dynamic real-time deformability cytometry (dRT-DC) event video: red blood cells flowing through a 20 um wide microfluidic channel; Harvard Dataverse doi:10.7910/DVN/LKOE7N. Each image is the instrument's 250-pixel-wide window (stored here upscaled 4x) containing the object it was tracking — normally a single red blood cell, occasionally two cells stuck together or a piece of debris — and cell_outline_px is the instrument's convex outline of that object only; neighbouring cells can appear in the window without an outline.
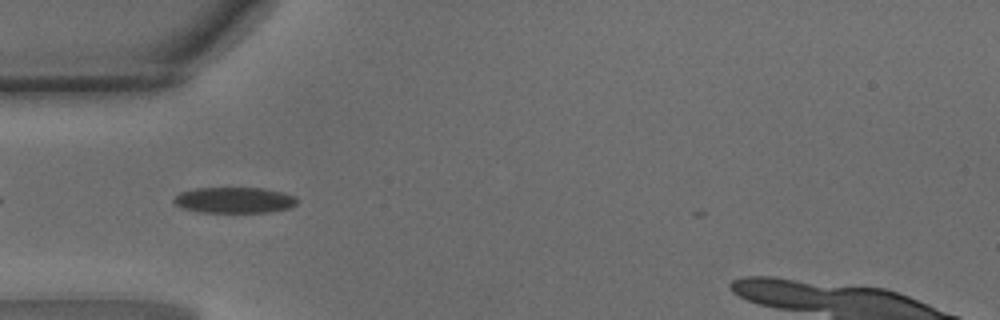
{"species": "common noctule bat (a hibernating species)", "species_latin": "Nyctalus noctula", "temperature_condition": "warm", "stored_images_in_passage": 31, "camera_frame_rate_fps": 3000, "um_per_image_px": 0.085, "animal": {"sex": "male", "body_mass_g": 15.6}, "frame": {"image": 1, "passage_image": 2, "time_ms": 0.333, "image_size_px": [1000, 320], "cell_outline_px": [[300, 200], [292, 208], [272, 212], [196, 212], [180, 208], [172, 200], [180, 192], [196, 188], [264, 188], [284, 192], [296, 196]], "centroid_in_image_um": [19.97, 17.01], "position_along_channel_um": 65.0, "area_um2": 18.96}}
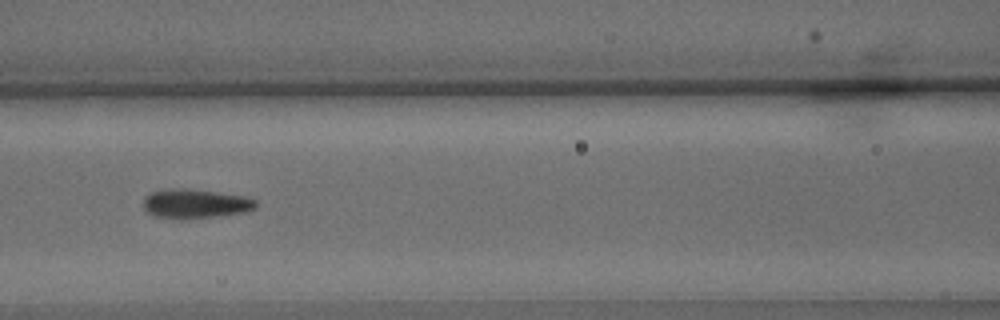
{"frame": {"image": 2, "passage_image": 8, "time_ms": 2.333, "image_size_px": [1000, 320], "cell_outline_px": [[256, 208], [244, 212], [220, 216], [184, 220], [152, 216], [144, 208], [144, 196], [160, 188], [184, 188], [216, 192], [244, 196], [256, 200]], "centroid_in_image_um": [16.56, 17.32], "position_along_channel_um": 150.0, "area_um2": 19.54}}
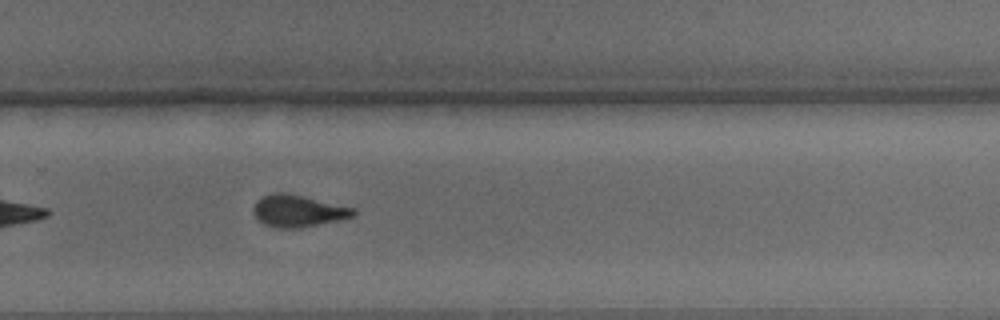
{"frame": {"image": 3, "passage_image": 19, "time_ms": 6.0, "image_size_px": [1000, 320], "cell_outline_px": [[356, 212], [352, 216], [336, 220], [300, 228], [276, 228], [264, 224], [256, 220], [252, 212], [252, 208], [256, 200], [260, 196], [272, 192], [288, 192], [356, 208]], "centroid_in_image_um": [25.25, 17.9], "position_along_channel_um": 304.6, "area_um2": 18.96}, "authors_computed_cell_mechanics": {"area_um2": 18.7272, "velocity_mm_per_s": 4.2198, "shape_relaxation_time_tau1_ms": 4.8149, "shape_relaxation_time_tau2_ms": 1.1921, "deformation_change_tau1": 0.1716, "deformation_change_tau2": 0.0826}}